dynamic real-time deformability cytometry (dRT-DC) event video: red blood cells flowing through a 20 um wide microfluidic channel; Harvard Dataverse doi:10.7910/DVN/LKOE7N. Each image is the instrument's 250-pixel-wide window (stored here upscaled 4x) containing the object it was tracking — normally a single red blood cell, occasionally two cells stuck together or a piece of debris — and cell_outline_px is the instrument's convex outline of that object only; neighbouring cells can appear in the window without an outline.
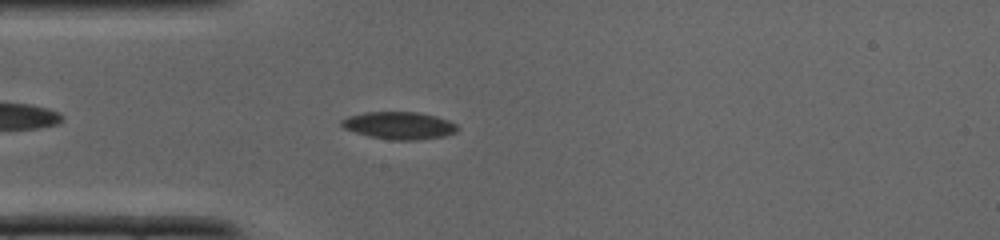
{"species": "common noctule bat (a hibernating species)", "species_latin": "Nyctalus noctula", "temperature_condition": "cold", "stored_images_in_passage": 32, "camera_frame_rate_fps": 3000, "um_per_image_px": 0.085, "animal": {"sex": "male", "body_mass_g": 19.0, "forearm_length_mm": 50.8}, "frame": {"image": 1, "passage_image": 4, "time_ms": 1.0, "image_size_px": [1000, 240], "cell_outline_px": [[460, 128], [456, 132], [444, 136], [412, 140], [396, 140], [368, 136], [344, 128], [340, 124], [340, 120], [348, 116], [364, 112], [416, 112], [436, 116], [448, 120], [456, 124]], "centroid_in_image_um": [33.93, 10.66], "position_along_channel_um": 51.1, "area_um2": 18.44}}
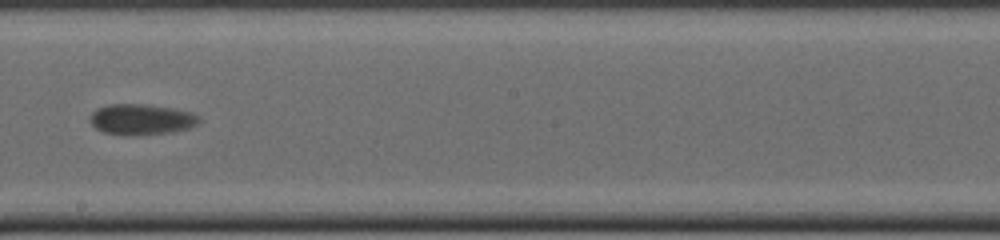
{"frame": {"image": 2, "passage_image": 15, "time_ms": 4.667, "image_size_px": [1000, 240], "cell_outline_px": [[200, 124], [188, 128], [172, 132], [104, 132], [96, 128], [92, 124], [92, 112], [96, 108], [108, 104], [144, 104], [172, 108], [192, 112], [200, 116]], "centroid_in_image_um": [12.09, 10.08], "position_along_channel_um": 236.1, "area_um2": 18.61}}
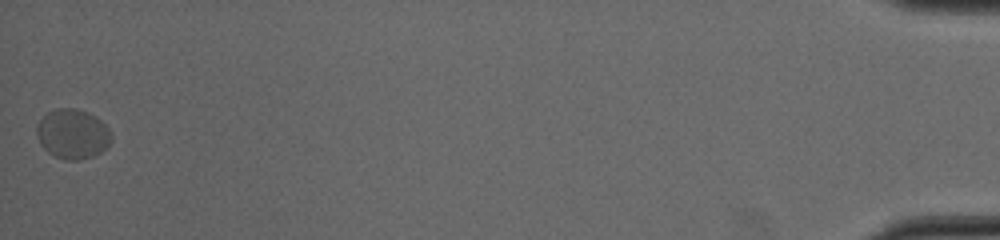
{"frame": {"image": 3, "passage_image": 32, "time_ms": 10.333, "image_size_px": [1000, 240], "cell_outline_px": [[112, 140], [100, 152], [92, 156], [80, 160], [64, 160], [48, 152], [40, 144], [36, 136], [36, 124], [48, 112], [56, 108], [76, 108], [88, 112], [96, 116], [108, 128], [112, 136]], "centroid_in_image_um": [6.15, 11.38], "position_along_channel_um": 429.0, "area_um2": 21.68}}